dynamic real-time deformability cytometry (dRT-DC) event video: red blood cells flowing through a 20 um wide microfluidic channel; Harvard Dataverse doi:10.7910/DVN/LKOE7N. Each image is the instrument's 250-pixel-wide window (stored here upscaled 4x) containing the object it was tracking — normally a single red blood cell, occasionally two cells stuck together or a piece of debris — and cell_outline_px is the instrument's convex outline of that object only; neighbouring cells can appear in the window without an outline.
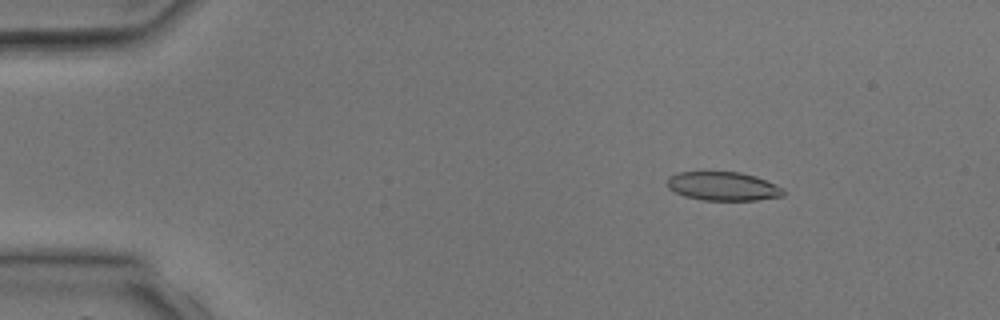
{"species": "common noctule bat (a hibernating species)", "species_latin": "Nyctalus noctula", "temperature_condition": "room temperature", "stored_images_in_passage": 3, "camera_frame_rate_fps": 3000, "um_per_image_px": 0.085, "animal": {"sex": "male", "body_mass_g": 17.9, "forearm_length_mm": 54.2}, "frame": {"image": 1, "passage_image": 2, "time_ms": 1.0, "image_size_px": [1000, 320], "cell_outline_px": [[784, 196], [756, 200], [704, 200], [684, 196], [668, 188], [668, 176], [680, 172], [740, 172], [756, 176], [784, 188]], "centroid_in_image_um": [61.48, 15.83], "position_along_channel_um": 23.5, "area_um2": 19.42}}